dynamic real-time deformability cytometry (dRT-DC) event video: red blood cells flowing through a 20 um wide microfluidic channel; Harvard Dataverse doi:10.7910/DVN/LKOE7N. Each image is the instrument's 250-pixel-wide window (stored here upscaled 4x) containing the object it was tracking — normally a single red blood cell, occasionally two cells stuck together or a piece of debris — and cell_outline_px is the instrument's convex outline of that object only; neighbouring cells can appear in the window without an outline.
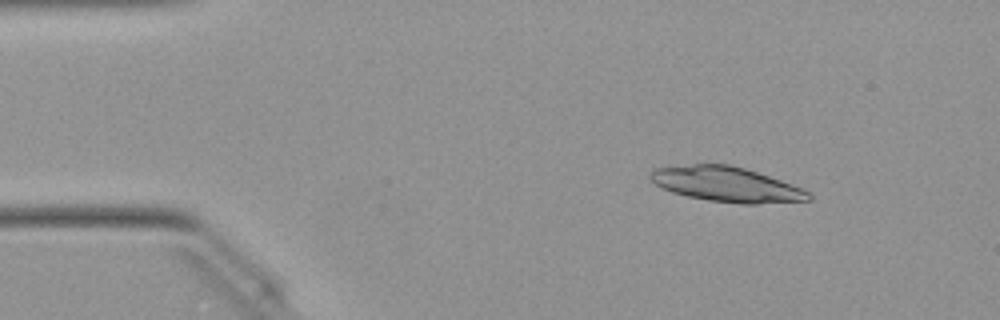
{"species": "Egyptian fruit bat (a non-hibernating species)", "species_latin": "Rousettus aegyptiacus", "temperature_condition": "warm", "stored_images_in_passage": 49, "camera_frame_rate_fps": 3000, "um_per_image_px": 0.085, "animal": {"sex": "female"}, "frame": {"image": 1, "passage_image": 6, "time_ms": 1.667, "image_size_px": [1000, 320], "cell_outline_px": [[812, 200], [756, 204], [740, 204], [708, 200], [688, 196], [672, 192], [656, 184], [648, 176], [656, 168], [692, 164], [728, 164], [744, 168], [780, 180], [800, 188], [808, 192], [812, 196]], "centroid_in_image_um": [61.76, 15.68], "position_along_channel_um": 23.2, "area_um2": 31.79}}
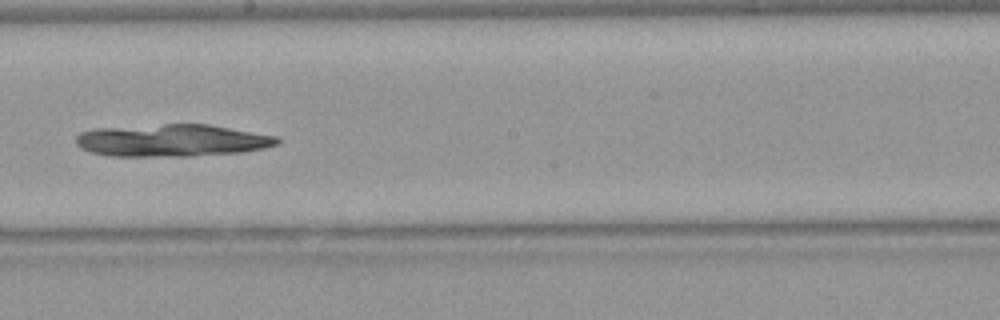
{"frame": {"image": 2, "passage_image": 27, "time_ms": 8.667, "image_size_px": [1000, 320], "cell_outline_px": [[280, 140], [276, 144], [264, 148], [240, 152], [192, 156], [108, 156], [92, 152], [80, 148], [76, 144], [76, 136], [80, 132], [92, 128], [164, 124], [208, 124], [280, 136]], "centroid_in_image_um": [14.6, 11.93], "position_along_channel_um": 233.6, "area_um2": 38.15}}
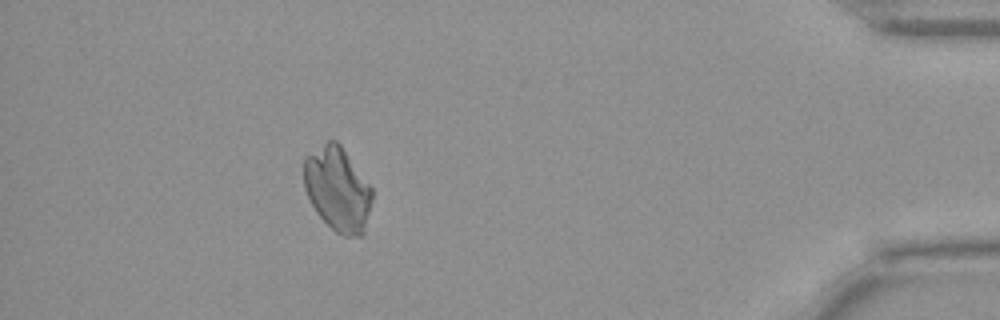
{"frame": {"image": 3, "passage_image": 44, "time_ms": 14.333, "image_size_px": [1000, 320], "cell_outline_px": [[372, 200], [364, 236], [344, 236], [336, 232], [316, 212], [304, 188], [304, 156], [328, 140], [336, 140], [340, 144], [372, 188]], "centroid_in_image_um": [28.7, 16.08], "position_along_channel_um": 406.5, "area_um2": 33.41}}